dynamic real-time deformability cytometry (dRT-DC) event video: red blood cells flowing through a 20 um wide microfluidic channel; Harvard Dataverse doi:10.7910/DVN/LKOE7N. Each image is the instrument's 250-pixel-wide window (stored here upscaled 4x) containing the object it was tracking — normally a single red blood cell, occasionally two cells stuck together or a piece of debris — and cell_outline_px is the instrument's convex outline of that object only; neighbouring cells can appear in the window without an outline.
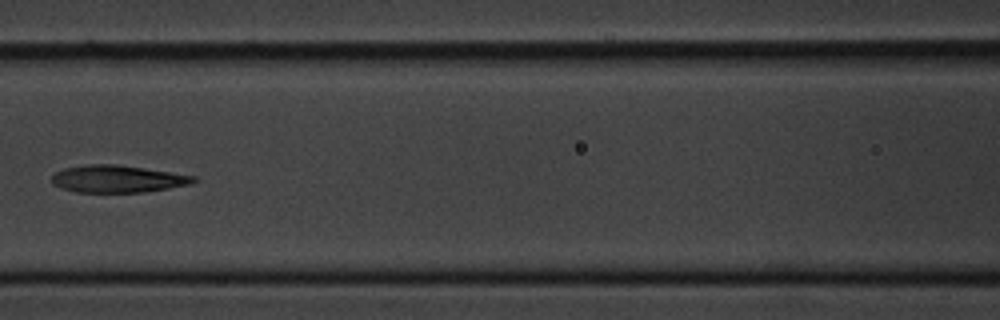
{"species": "common noctule bat (a hibernating species)", "species_latin": "Nyctalus noctula", "temperature_condition": "cold", "stored_images_in_passage": 9, "camera_frame_rate_fps": 3000, "um_per_image_px": 0.085, "animal": {"sex": "male", "body_mass_g": 20.1, "forearm_length_mm": 53.5}, "frame": {"image": 1, "passage_image": 6, "time_ms": 7.0, "image_size_px": [1000, 320], "cell_outline_px": [[200, 180], [188, 184], [168, 188], [144, 192], [76, 192], [52, 184], [52, 176], [56, 172], [64, 168], [88, 164], [116, 164], [196, 176]], "centroid_in_image_um": [9.99, 15.2], "position_along_channel_um": 156.6, "area_um2": 22.31}}
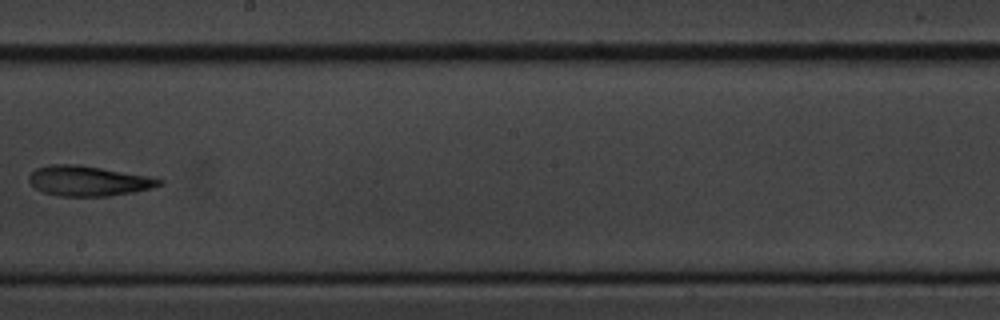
{"frame": {"image": 2, "passage_image": 8, "time_ms": 9.333, "image_size_px": [1000, 320], "cell_outline_px": [[164, 180], [160, 184], [136, 192], [108, 196], [56, 196], [44, 192], [36, 188], [28, 180], [28, 176], [36, 168], [48, 164], [80, 164], [144, 176]], "centroid_in_image_um": [7.43, 15.37], "position_along_channel_um": 240.8, "area_um2": 22.6}}
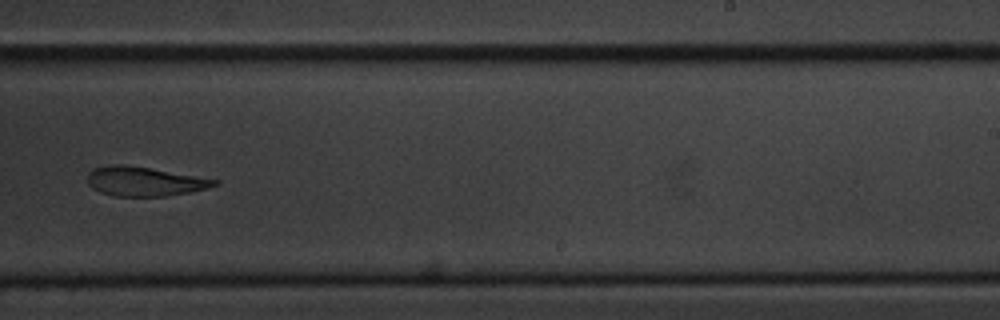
{"frame": {"image": 3, "passage_image": 9, "time_ms": 10.333, "image_size_px": [1000, 320], "cell_outline_px": [[220, 184], [188, 192], [164, 196], [112, 196], [100, 192], [92, 188], [88, 184], [88, 172], [92, 168], [112, 164], [120, 164], [148, 168], [220, 180]], "centroid_in_image_um": [12.22, 15.42], "position_along_channel_um": 276.8, "area_um2": 21.44}}